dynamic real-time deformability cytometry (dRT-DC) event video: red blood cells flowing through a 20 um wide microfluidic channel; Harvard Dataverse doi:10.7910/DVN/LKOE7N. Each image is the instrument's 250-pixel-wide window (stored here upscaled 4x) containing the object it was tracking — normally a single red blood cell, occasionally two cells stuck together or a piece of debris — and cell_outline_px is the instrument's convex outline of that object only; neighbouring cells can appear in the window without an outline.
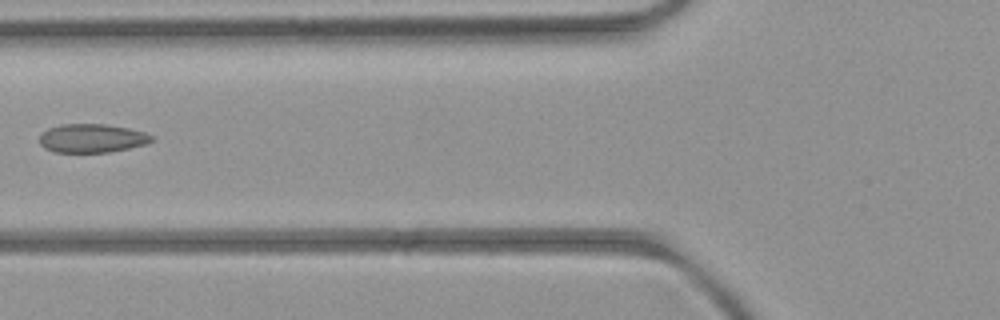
{"species": "common noctule bat (a hibernating species)", "species_latin": "Nyctalus noctula", "temperature_condition": "room temperature", "stored_images_in_passage": 3, "camera_frame_rate_fps": 3000, "um_per_image_px": 0.085, "animal": {"sex": "female", "body_mass_g": 21.9}, "frame": {"image": 1, "passage_image": 2, "time_ms": 1.333, "image_size_px": [1000, 320], "cell_outline_px": [[156, 136], [152, 140], [144, 144], [128, 148], [108, 152], [56, 152], [44, 148], [40, 144], [40, 136], [48, 128], [60, 124], [104, 124], [128, 128], [144, 132]], "centroid_in_image_um": [7.81, 11.74], "position_along_channel_um": 118.0, "area_um2": 18.61}}
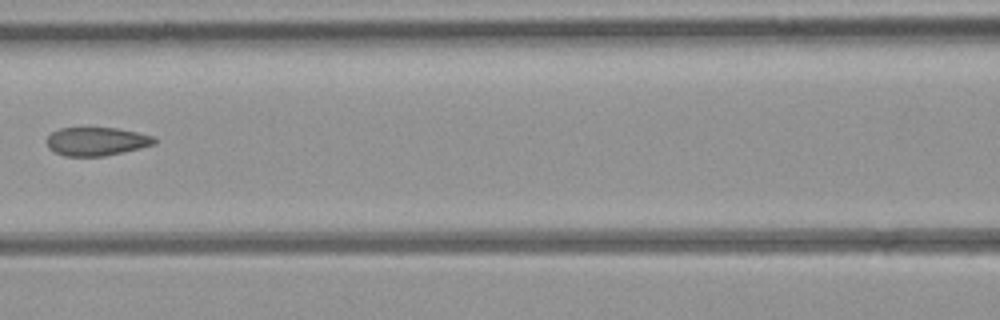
{"frame": {"image": 2, "passage_image": 3, "time_ms": 2.333, "image_size_px": [1000, 320], "cell_outline_px": [[156, 144], [140, 148], [104, 156], [64, 156], [48, 148], [48, 136], [52, 132], [60, 128], [116, 128], [156, 136]], "centroid_in_image_um": [8.23, 12.02], "position_along_channel_um": 158.4, "area_um2": 17.74}}